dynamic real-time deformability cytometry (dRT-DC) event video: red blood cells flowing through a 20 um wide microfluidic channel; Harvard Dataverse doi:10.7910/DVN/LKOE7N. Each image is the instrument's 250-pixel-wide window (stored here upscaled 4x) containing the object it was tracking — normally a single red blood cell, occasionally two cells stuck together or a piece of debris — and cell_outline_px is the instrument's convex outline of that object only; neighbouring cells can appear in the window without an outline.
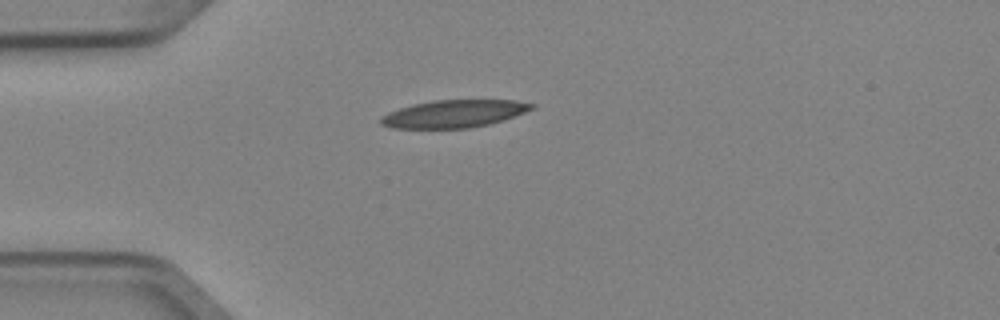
{"species": "Egyptian fruit bat (a non-hibernating species)", "species_latin": "Rousettus aegyptiacus", "temperature_condition": "cold", "stored_images_in_passage": 1, "camera_frame_rate_fps": 3000, "um_per_image_px": 0.085, "animal": {"sex": "female"}, "frame": {"image": 1, "passage_image": 1, "time_ms": 0.0, "image_size_px": [1000, 320], "cell_outline_px": [[536, 108], [504, 120], [488, 124], [468, 128], [392, 128], [380, 124], [380, 116], [388, 112], [412, 104], [432, 100], [516, 100], [536, 104]], "centroid_in_image_um": [38.6, 9.66], "position_along_channel_um": 46.4, "area_um2": 24.39}}